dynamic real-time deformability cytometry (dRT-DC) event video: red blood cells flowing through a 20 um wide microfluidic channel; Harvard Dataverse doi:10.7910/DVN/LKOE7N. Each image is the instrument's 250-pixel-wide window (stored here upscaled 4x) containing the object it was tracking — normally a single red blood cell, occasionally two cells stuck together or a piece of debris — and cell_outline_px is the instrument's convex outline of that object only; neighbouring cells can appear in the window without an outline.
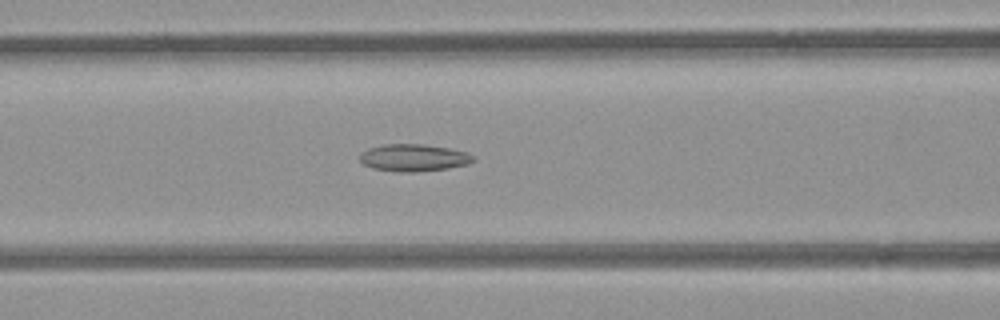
{"species": "common noctule bat (a hibernating species)", "species_latin": "Nyctalus noctula", "temperature_condition": "room temperature", "stored_images_in_passage": 43, "camera_frame_rate_fps": 3000, "um_per_image_px": 0.085, "animal": {"sex": "female", "body_mass_g": 21.9}, "frame": {"image": 1, "passage_image": 12, "time_ms": 3.667, "image_size_px": [1000, 320], "cell_outline_px": [[476, 160], [468, 164], [448, 168], [412, 172], [400, 172], [372, 168], [364, 164], [360, 160], [360, 152], [368, 148], [384, 144], [424, 144], [448, 148], [468, 152], [476, 156]], "centroid_in_image_um": [35.19, 13.4], "position_along_channel_um": 131.4, "area_um2": 18.09}}
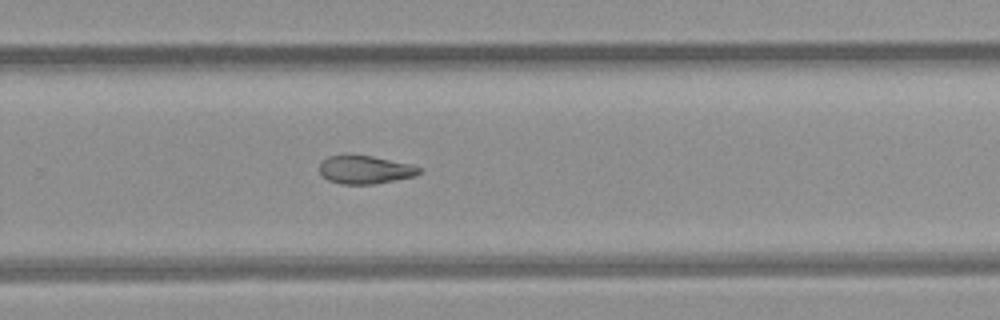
{"frame": {"image": 2, "passage_image": 25, "time_ms": 8.0, "image_size_px": [1000, 320], "cell_outline_px": [[424, 172], [416, 176], [396, 180], [372, 184], [340, 184], [328, 180], [320, 172], [320, 164], [328, 156], [372, 156], [408, 164], [424, 168]], "centroid_in_image_um": [31.1, 14.45], "position_along_channel_um": 298.7, "area_um2": 16.18}}
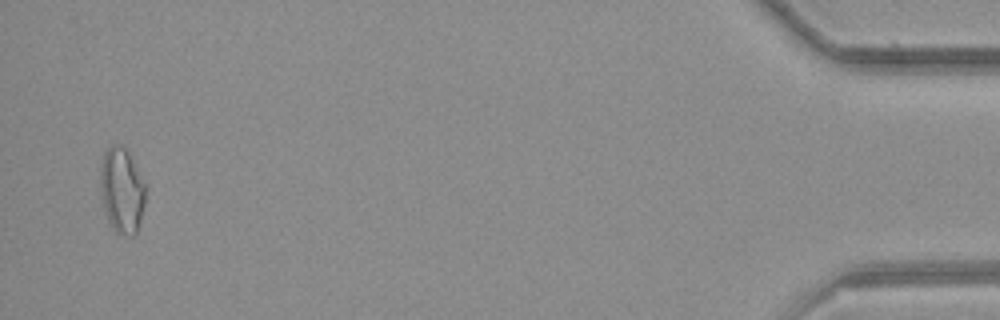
{"frame": {"image": 3, "passage_image": 42, "time_ms": 13.667, "image_size_px": [1000, 320], "cell_outline_px": [[144, 204], [140, 220], [136, 232], [132, 236], [124, 236], [116, 232], [112, 228], [108, 220], [100, 196], [100, 168], [104, 152], [112, 144], [120, 144], [128, 152], [144, 184]], "centroid_in_image_um": [10.31, 16.2], "position_along_channel_um": 424.9, "area_um2": 22.25}, "authors_computed_cell_mechanics": {"area_um2": 17.9758, "velocity_mm_per_s": 3.8697, "shape_relaxation_time_tau1_ms": null, "shape_relaxation_time_tau2_ms": 4.9897, "deformation_change_tau1": null, "deformation_change_tau2": 0.1279}}